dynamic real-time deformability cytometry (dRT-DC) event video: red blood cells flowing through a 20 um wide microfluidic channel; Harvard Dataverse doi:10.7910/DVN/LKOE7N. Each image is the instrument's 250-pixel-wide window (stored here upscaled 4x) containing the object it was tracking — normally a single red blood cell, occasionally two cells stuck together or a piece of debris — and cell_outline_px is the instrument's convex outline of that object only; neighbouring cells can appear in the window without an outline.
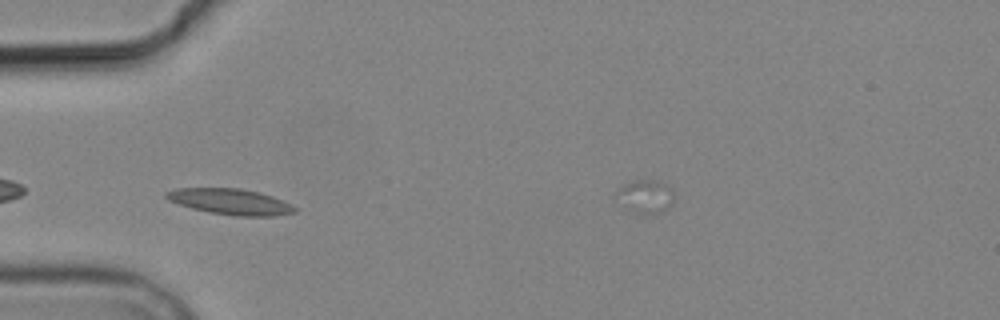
{"species": "common noctule bat (a hibernating species)", "species_latin": "Nyctalus noctula", "temperature_condition": "cold", "stored_images_in_passage": 5, "camera_frame_rate_fps": 3000, "um_per_image_px": 0.085, "animal": {"sex": "male", "body_mass_g": 19.2, "forearm_length_mm": 51.8}, "frame": {"image": 1, "passage_image": 4, "time_ms": 3.333, "image_size_px": [1000, 320], "cell_outline_px": [[296, 212], [272, 216], [236, 216], [208, 212], [192, 208], [168, 200], [164, 196], [164, 192], [176, 188], [240, 188], [260, 192], [272, 196], [296, 208]], "centroid_in_image_um": [19.53, 17.13], "position_along_channel_um": 65.5, "area_um2": 19.25}}